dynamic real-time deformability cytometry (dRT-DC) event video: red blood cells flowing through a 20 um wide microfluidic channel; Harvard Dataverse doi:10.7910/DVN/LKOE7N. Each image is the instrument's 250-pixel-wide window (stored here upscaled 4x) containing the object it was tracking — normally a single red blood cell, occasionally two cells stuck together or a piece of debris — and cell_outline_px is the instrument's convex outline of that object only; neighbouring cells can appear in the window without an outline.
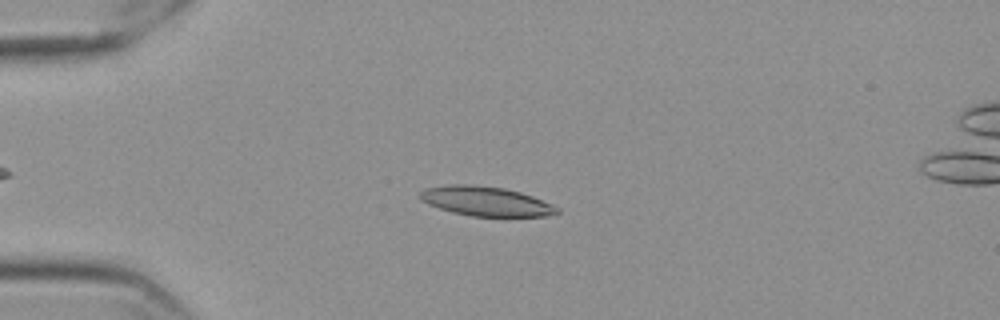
{"species": "Egyptian fruit bat (a non-hibernating species)", "species_latin": "Rousettus aegyptiacus", "temperature_condition": "cold", "stored_images_in_passage": 55, "camera_frame_rate_fps": 3000, "um_per_image_px": 0.085, "frame": {"image": 1, "passage_image": 13, "time_ms": 4.0, "image_size_px": [1000, 320], "cell_outline_px": [[560, 212], [548, 216], [472, 216], [452, 212], [428, 204], [420, 196], [420, 192], [424, 188], [448, 184], [472, 184], [504, 188], [520, 192], [532, 196], [552, 204], [560, 208]], "centroid_in_image_um": [41.32, 17.1], "position_along_channel_um": 43.7, "area_um2": 23.47}}
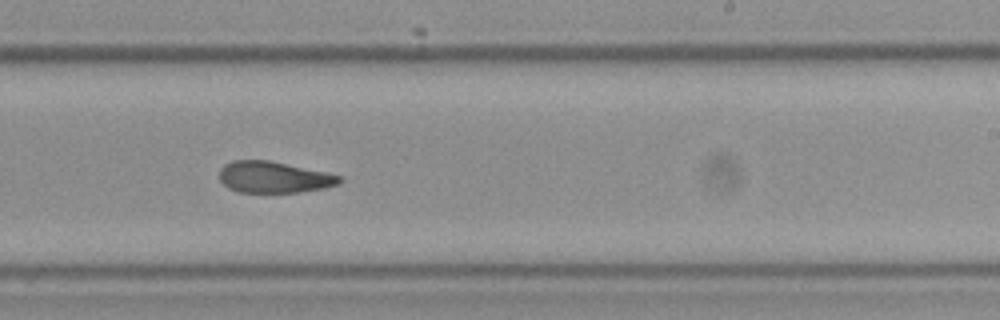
{"frame": {"image": 2, "passage_image": 34, "time_ms": 11.0, "image_size_px": [1000, 320], "cell_outline_px": [[344, 180], [340, 184], [324, 188], [296, 192], [236, 192], [228, 188], [220, 180], [220, 168], [224, 164], [232, 160], [268, 160], [324, 172], [340, 176]], "centroid_in_image_um": [23.25, 15.06], "position_along_channel_um": 265.8, "area_um2": 21.85}}
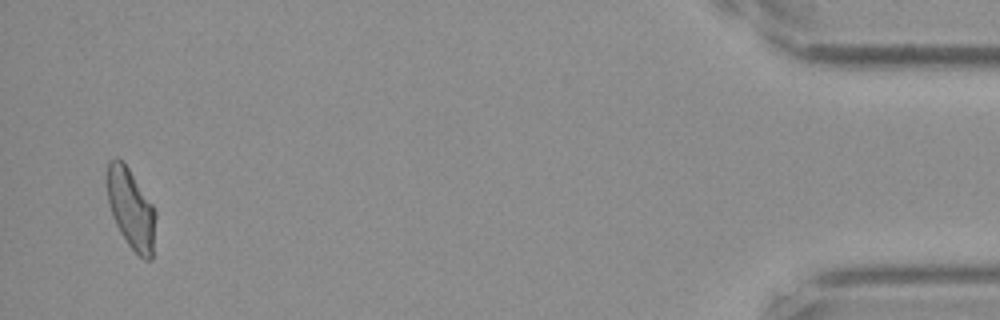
{"frame": {"image": 3, "passage_image": 54, "time_ms": 17.667, "image_size_px": [1000, 320], "cell_outline_px": [[156, 216], [152, 260], [144, 260], [128, 244], [120, 232], [112, 216], [108, 200], [108, 164], [116, 156], [128, 168], [156, 208]], "centroid_in_image_um": [11.17, 17.79], "position_along_channel_um": 424.0, "area_um2": 22.43}, "authors_computed_cell_mechanics": {"area_um2": 23.0044, "velocity_mm_per_s": 3.5515, "shape_relaxation_time_tau1_ms": null, "shape_relaxation_time_tau2_ms": 3.7055, "deformation_change_tau1": null, "deformation_change_tau2": 0.0944}}